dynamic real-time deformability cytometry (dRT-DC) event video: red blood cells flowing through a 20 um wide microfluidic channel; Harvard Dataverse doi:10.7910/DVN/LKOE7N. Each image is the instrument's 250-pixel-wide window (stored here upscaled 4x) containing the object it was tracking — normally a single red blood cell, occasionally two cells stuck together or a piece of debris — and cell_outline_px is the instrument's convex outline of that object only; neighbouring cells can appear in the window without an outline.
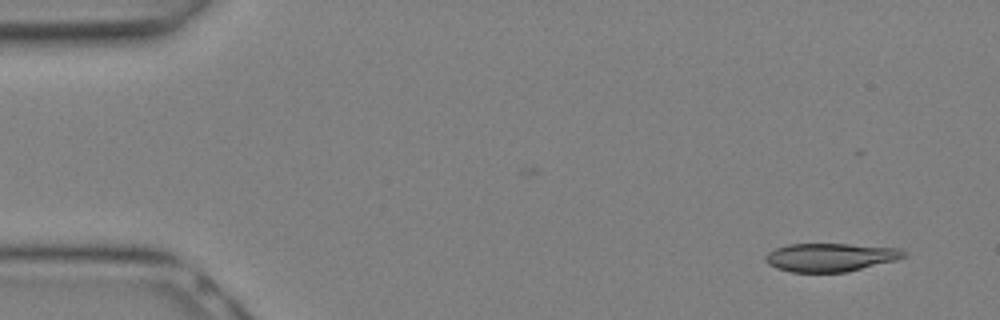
{"species": "Egyptian fruit bat (a non-hibernating species)", "species_latin": "Rousettus aegyptiacus", "temperature_condition": "warm", "stored_images_in_passage": 12, "camera_frame_rate_fps": 3000, "um_per_image_px": 0.085, "animal": {"sex": "female"}, "frame": {"image": 1, "passage_image": 2, "time_ms": 0.333, "image_size_px": [1000, 320], "cell_outline_px": [[908, 252], [904, 256], [896, 260], [848, 272], [792, 272], [776, 268], [768, 264], [764, 260], [764, 256], [768, 252], [776, 248], [788, 244], [848, 244], [900, 248]], "centroid_in_image_um": [70.57, 21.87], "position_along_channel_um": 14.4, "area_um2": 22.95}}
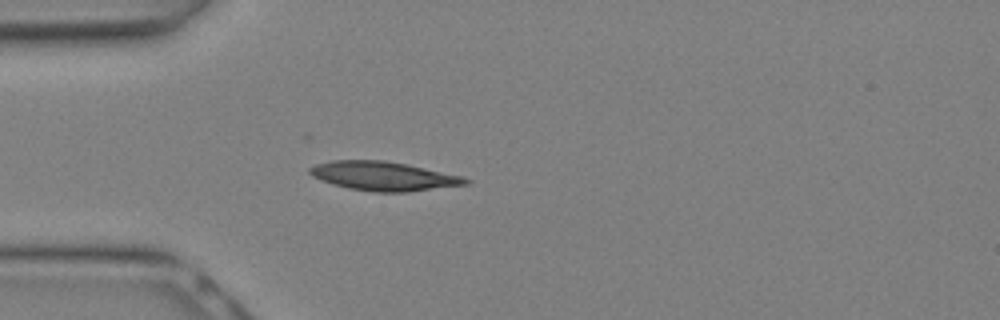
{"frame": {"image": 2, "passage_image": 8, "time_ms": 2.333, "image_size_px": [1000, 320], "cell_outline_px": [[472, 180], [468, 184], [408, 192], [376, 192], [348, 188], [332, 184], [312, 176], [308, 172], [308, 168], [316, 164], [332, 160], [384, 160], [464, 176]], "centroid_in_image_um": [32.6, 14.97], "position_along_channel_um": 52.4, "area_um2": 26.3}}
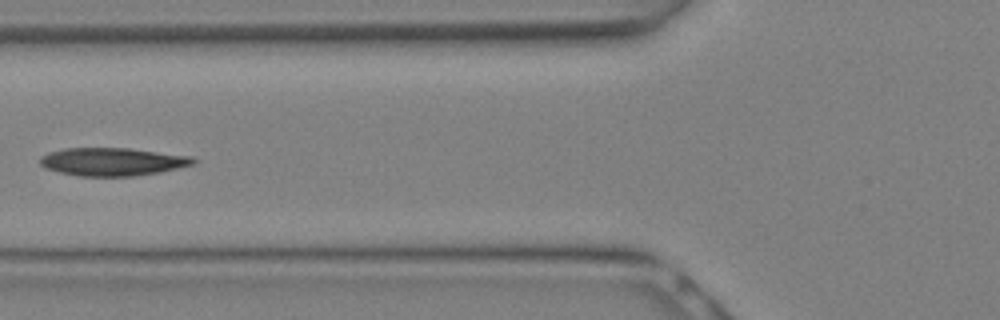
{"frame": {"image": 3, "passage_image": 11, "time_ms": 3.333, "image_size_px": [1000, 320], "cell_outline_px": [[196, 160], [192, 164], [160, 172], [136, 176], [80, 176], [60, 172], [44, 168], [40, 164], [40, 156], [48, 152], [64, 148], [128, 148], [192, 156]], "centroid_in_image_um": [9.52, 13.74], "position_along_channel_um": 116.3, "area_um2": 24.97}}